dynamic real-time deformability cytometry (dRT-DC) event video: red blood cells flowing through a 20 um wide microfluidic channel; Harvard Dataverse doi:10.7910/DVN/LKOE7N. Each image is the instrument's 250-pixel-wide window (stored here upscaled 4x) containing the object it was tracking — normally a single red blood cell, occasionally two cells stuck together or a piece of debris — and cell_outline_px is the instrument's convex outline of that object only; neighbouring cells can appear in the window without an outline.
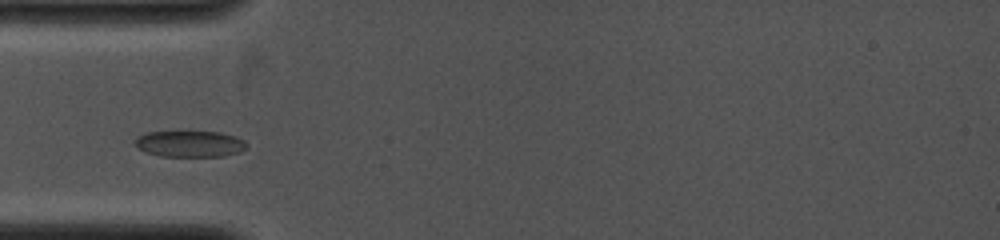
{"species": "common noctule bat (a hibernating species)", "species_latin": "Nyctalus noctula", "temperature_condition": "cold", "stored_images_in_passage": 4, "camera_frame_rate_fps": 4000, "um_per_image_px": 0.085, "animal": {"sex": "female", "body_mass_g": 19.0, "forearm_length_mm": 53.3}, "frame": {"image": 1, "passage_image": 1, "time_ms": 0.0, "image_size_px": [1000, 240], "cell_outline_px": [[248, 148], [240, 152], [224, 156], [160, 156], [144, 152], [136, 148], [132, 144], [144, 132], [220, 132], [236, 136], [244, 140], [248, 144]], "centroid_in_image_um": [16.14, 12.23], "position_along_channel_um": 68.9, "area_um2": 17.28}}